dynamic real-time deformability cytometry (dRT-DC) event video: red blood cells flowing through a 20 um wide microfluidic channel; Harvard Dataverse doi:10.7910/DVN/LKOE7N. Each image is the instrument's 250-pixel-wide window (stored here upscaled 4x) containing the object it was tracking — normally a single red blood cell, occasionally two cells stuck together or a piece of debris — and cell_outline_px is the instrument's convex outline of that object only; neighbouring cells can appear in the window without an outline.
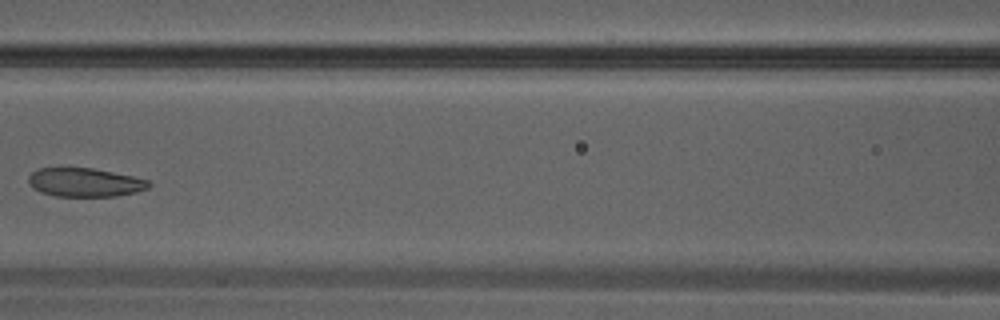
{"species": "Egyptian fruit bat (a non-hibernating species)", "species_latin": "Rousettus aegyptiacus", "temperature_condition": "warm", "stored_images_in_passage": 22, "camera_frame_rate_fps": 3000, "um_per_image_px": 0.085, "animal": {"sex": "male"}, "frame": {"image": 1, "passage_image": 16, "time_ms": 5.0, "image_size_px": [1000, 320], "cell_outline_px": [[152, 184], [148, 188], [136, 192], [116, 196], [56, 196], [40, 192], [32, 188], [28, 184], [28, 176], [36, 168], [92, 168], [132, 176], [148, 180]], "centroid_in_image_um": [7.18, 15.5], "position_along_channel_um": 159.4, "area_um2": 20.17}}
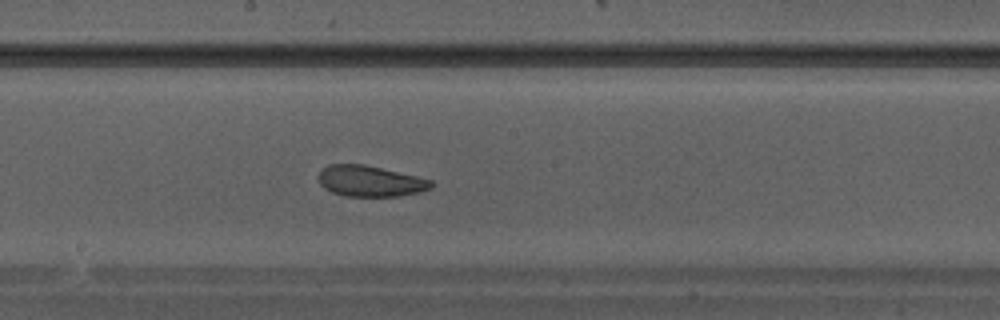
{"frame": {"image": 2, "passage_image": 19, "time_ms": 6.0, "image_size_px": [1000, 320], "cell_outline_px": [[432, 188], [420, 192], [400, 196], [344, 196], [332, 192], [324, 188], [320, 184], [316, 176], [328, 164], [364, 164], [416, 176], [432, 180]], "centroid_in_image_um": [31.44, 15.4], "position_along_channel_um": 216.8, "area_um2": 20.35}}